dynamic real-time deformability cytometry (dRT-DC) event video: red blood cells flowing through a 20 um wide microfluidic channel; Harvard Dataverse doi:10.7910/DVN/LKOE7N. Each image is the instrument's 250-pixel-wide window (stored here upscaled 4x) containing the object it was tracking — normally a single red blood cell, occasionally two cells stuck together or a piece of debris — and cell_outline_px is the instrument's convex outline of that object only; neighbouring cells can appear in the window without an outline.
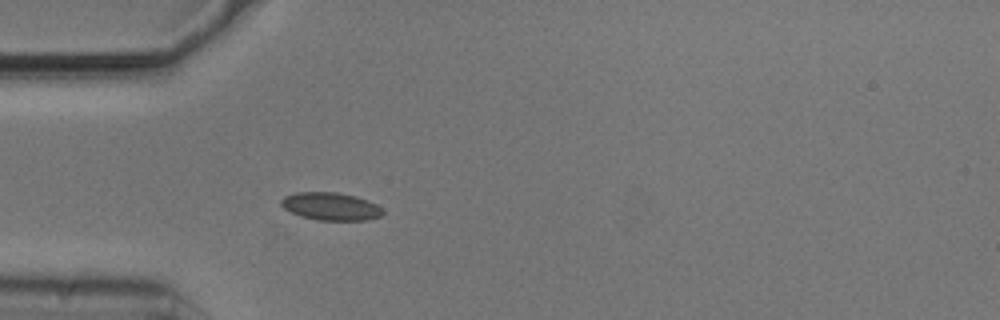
{"species": "common noctule bat (a hibernating species)", "species_latin": "Nyctalus noctula", "temperature_condition": "cold", "stored_images_in_passage": 39, "camera_frame_rate_fps": 3000, "um_per_image_px": 0.085, "animal": {"sex": "male", "body_mass_g": 20.5, "forearm_length_mm": 52.5}, "frame": {"image": 1, "passage_image": 1, "time_ms": 0.0, "image_size_px": [1000, 320], "cell_outline_px": [[384, 212], [380, 216], [368, 220], [316, 220], [300, 216], [284, 208], [280, 204], [280, 200], [284, 196], [296, 192], [336, 192], [356, 196], [368, 200], [376, 204]], "centroid_in_image_um": [28.09, 17.54], "position_along_channel_um": 56.9, "area_um2": 16.47}}
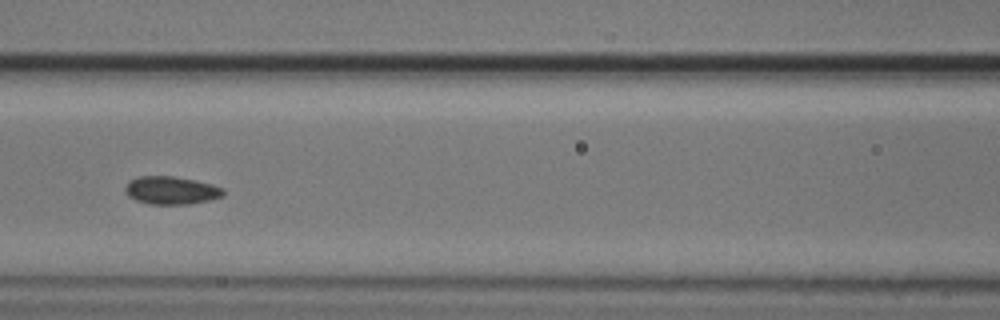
{"frame": {"image": 2, "passage_image": 9, "time_ms": 2.667, "image_size_px": [1000, 320], "cell_outline_px": [[224, 196], [208, 200], [188, 204], [148, 204], [136, 200], [128, 196], [124, 192], [124, 188], [128, 180], [140, 176], [172, 176], [196, 180], [212, 184], [224, 188]], "centroid_in_image_um": [14.53, 16.17], "position_along_channel_um": 152.1, "area_um2": 16.13}}
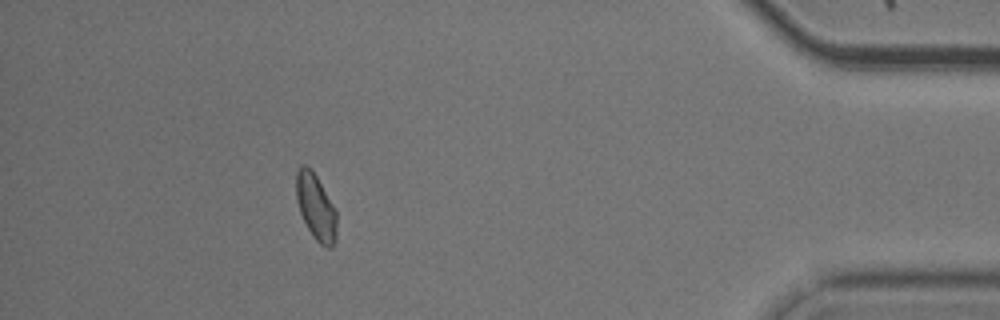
{"frame": {"image": 3, "passage_image": 34, "time_ms": 11.0, "image_size_px": [1000, 320], "cell_outline_px": [[336, 240], [332, 248], [328, 248], [320, 244], [316, 240], [308, 228], [300, 212], [296, 200], [296, 172], [300, 164], [304, 164], [316, 176], [332, 204], [336, 212]], "centroid_in_image_um": [26.83, 17.62], "position_along_channel_um": 408.4, "area_um2": 15.32}, "authors_computed_cell_mechanics": {"area_um2": 15.5482, "velocity_mm_per_s": 3.711, "shape_relaxation_time_tau1_ms": 3.9553, "shape_relaxation_time_tau2_ms": 1.677, "deformation_change_tau1": 0.0785, "deformation_change_tau2": 0.0491}}